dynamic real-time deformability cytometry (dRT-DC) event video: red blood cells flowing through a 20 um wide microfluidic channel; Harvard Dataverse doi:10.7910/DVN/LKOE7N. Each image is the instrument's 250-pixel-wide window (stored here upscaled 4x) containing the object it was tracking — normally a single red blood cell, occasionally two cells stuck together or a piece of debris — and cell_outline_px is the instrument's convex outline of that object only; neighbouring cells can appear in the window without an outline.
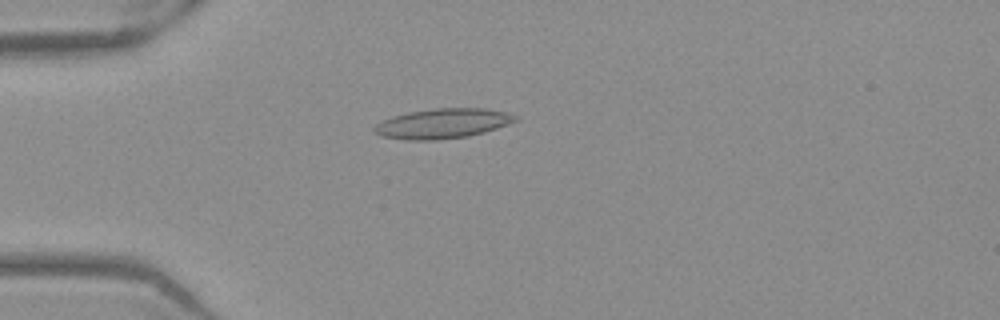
{"species": "Egyptian fruit bat (a non-hibernating species)", "species_latin": "Rousettus aegyptiacus", "temperature_condition": "warm", "stored_images_in_passage": 52, "camera_frame_rate_fps": 3000, "um_per_image_px": 0.085, "frame": {"image": 1, "passage_image": 14, "time_ms": 4.333, "image_size_px": [1000, 320], "cell_outline_px": [[520, 120], [484, 132], [468, 136], [436, 140], [408, 140], [380, 136], [372, 128], [376, 124], [392, 116], [408, 112], [436, 108], [484, 108], [504, 112], [516, 116]], "centroid_in_image_um": [37.62, 10.5], "position_along_channel_um": 47.4, "area_um2": 24.45}}
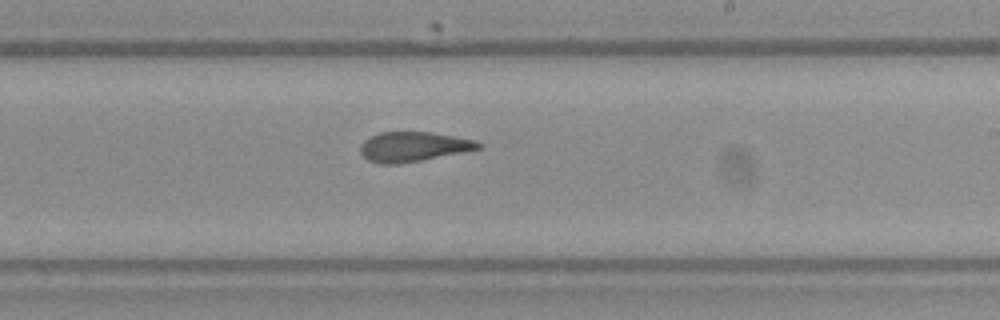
{"frame": {"image": 2, "passage_image": 31, "time_ms": 10.0, "image_size_px": [1000, 320], "cell_outline_px": [[484, 148], [464, 152], [400, 164], [380, 164], [368, 160], [360, 152], [360, 144], [368, 136], [380, 132], [432, 132], [476, 140], [484, 144]], "centroid_in_image_um": [35.15, 12.46], "position_along_channel_um": 253.8, "area_um2": 20.75}}
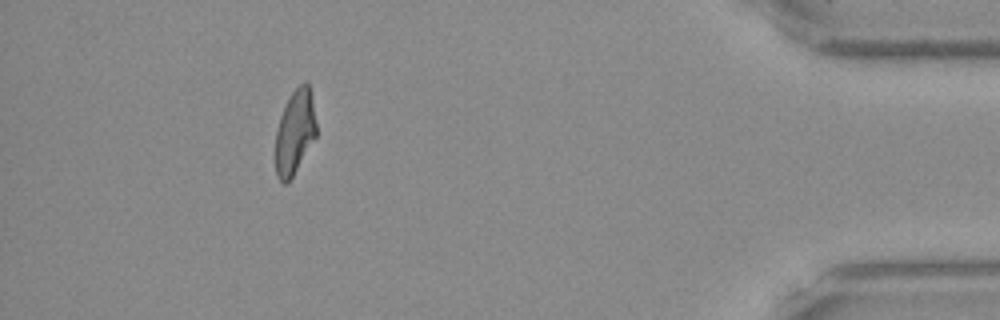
{"frame": {"image": 3, "passage_image": 47, "time_ms": 15.333, "image_size_px": [1000, 320], "cell_outline_px": [[316, 136], [288, 184], [284, 184], [276, 176], [276, 128], [284, 104], [292, 92], [304, 80], [308, 84], [316, 124]], "centroid_in_image_um": [25.04, 11.25], "position_along_channel_um": 410.2, "area_um2": 19.88}, "authors_computed_cell_mechanics": {"area_um2": 21.7906, "velocity_mm_per_s": 3.9503, "shape_relaxation_time_tau1_ms": null, "shape_relaxation_time_tau2_ms": 1.9246, "deformation_change_tau1": null, "deformation_change_tau2": 0.1001}}